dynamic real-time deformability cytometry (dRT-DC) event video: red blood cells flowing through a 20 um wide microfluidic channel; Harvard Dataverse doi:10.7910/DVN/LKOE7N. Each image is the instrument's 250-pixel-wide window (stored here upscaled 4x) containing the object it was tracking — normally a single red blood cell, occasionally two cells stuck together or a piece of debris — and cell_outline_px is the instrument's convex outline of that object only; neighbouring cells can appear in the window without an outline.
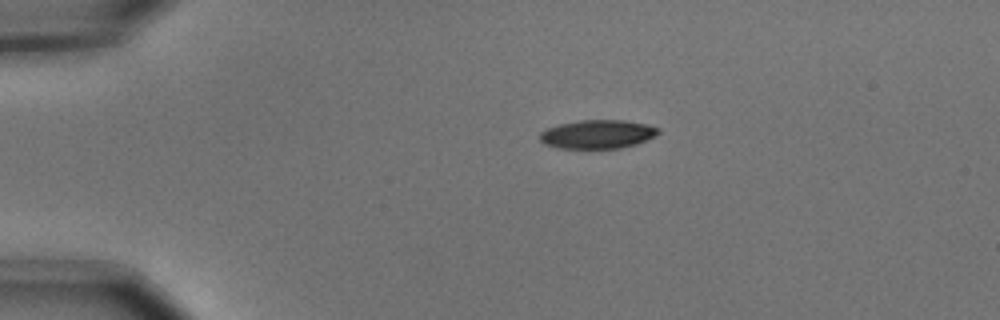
{"species": "common noctule bat (a hibernating species)", "species_latin": "Nyctalus noctula", "temperature_condition": "cold", "stored_images_in_passage": 6, "camera_frame_rate_fps": 3000, "um_per_image_px": 0.085, "animal": {"sex": "male", "body_mass_g": 15.6}, "frame": {"image": 1, "passage_image": 1, "time_ms": 0.0, "image_size_px": [1000, 320], "cell_outline_px": [[660, 132], [656, 136], [636, 144], [620, 148], [556, 148], [544, 144], [540, 140], [540, 132], [548, 128], [560, 124], [580, 120], [624, 120], [648, 124], [660, 128]], "centroid_in_image_um": [50.82, 11.41], "position_along_channel_um": 34.2, "area_um2": 19.88}}
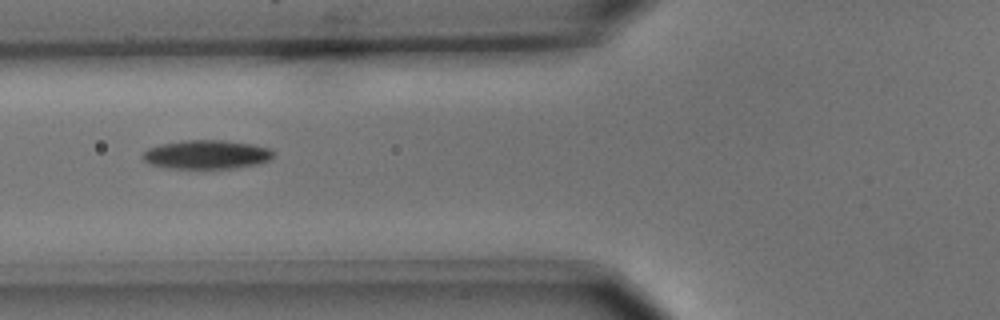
{"frame": {"image": 2, "passage_image": 4, "time_ms": 1.0, "image_size_px": [1000, 320], "cell_outline_px": [[276, 152], [272, 160], [256, 164], [232, 168], [168, 168], [148, 164], [140, 156], [148, 148], [160, 144], [184, 140], [224, 140], [252, 144], [268, 148]], "centroid_in_image_um": [17.56, 13.13], "position_along_channel_um": 108.2, "area_um2": 22.14}}
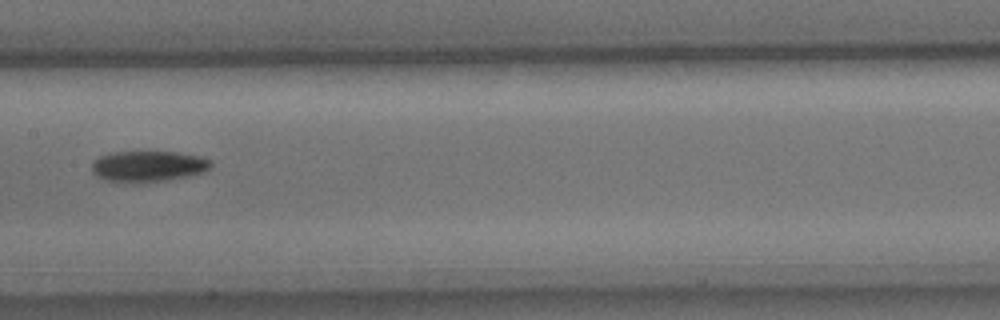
{"frame": {"image": 3, "passage_image": 6, "time_ms": 1.667, "image_size_px": [1000, 320], "cell_outline_px": [[212, 164], [204, 172], [192, 176], [168, 180], [136, 184], [108, 180], [96, 176], [92, 172], [92, 160], [100, 156], [112, 152], [176, 152], [204, 156], [212, 160]], "centroid_in_image_um": [12.62, 14.14], "position_along_channel_um": 194.8, "area_um2": 21.96}}